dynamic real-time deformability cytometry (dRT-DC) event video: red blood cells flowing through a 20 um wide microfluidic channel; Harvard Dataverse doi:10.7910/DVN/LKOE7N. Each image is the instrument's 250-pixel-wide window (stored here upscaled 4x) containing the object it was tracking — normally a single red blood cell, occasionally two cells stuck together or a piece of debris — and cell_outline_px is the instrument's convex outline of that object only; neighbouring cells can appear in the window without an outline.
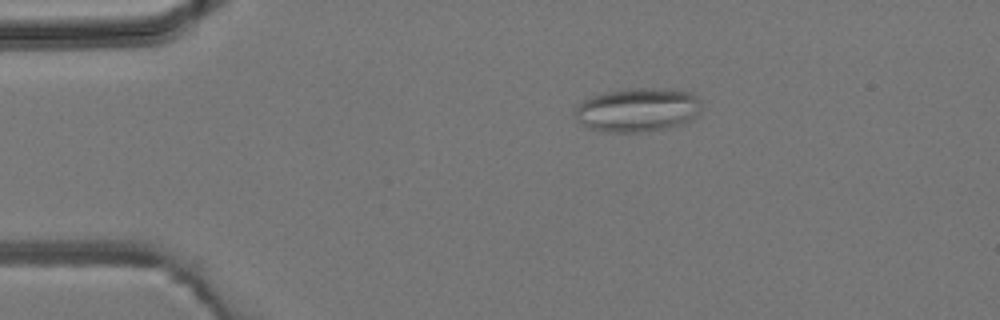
{"species": "common noctule bat (a hibernating species)", "species_latin": "Nyctalus noctula", "temperature_condition": "room temperature", "stored_images_in_passage": 4, "camera_frame_rate_fps": 3000, "um_per_image_px": 0.085, "animal": {"sex": "male", "body_mass_g": 19.2, "forearm_length_mm": 51.8}, "frame": {"image": 1, "passage_image": 3, "time_ms": 2.0, "image_size_px": [1000, 320], "cell_outline_px": [[700, 116], [684, 124], [668, 128], [640, 132], [604, 132], [588, 128], [576, 116], [576, 104], [592, 96], [604, 92], [628, 88], [652, 88], [692, 92], [700, 100]], "centroid_in_image_um": [54.24, 9.34], "position_along_channel_um": 30.8, "area_um2": 32.54}}